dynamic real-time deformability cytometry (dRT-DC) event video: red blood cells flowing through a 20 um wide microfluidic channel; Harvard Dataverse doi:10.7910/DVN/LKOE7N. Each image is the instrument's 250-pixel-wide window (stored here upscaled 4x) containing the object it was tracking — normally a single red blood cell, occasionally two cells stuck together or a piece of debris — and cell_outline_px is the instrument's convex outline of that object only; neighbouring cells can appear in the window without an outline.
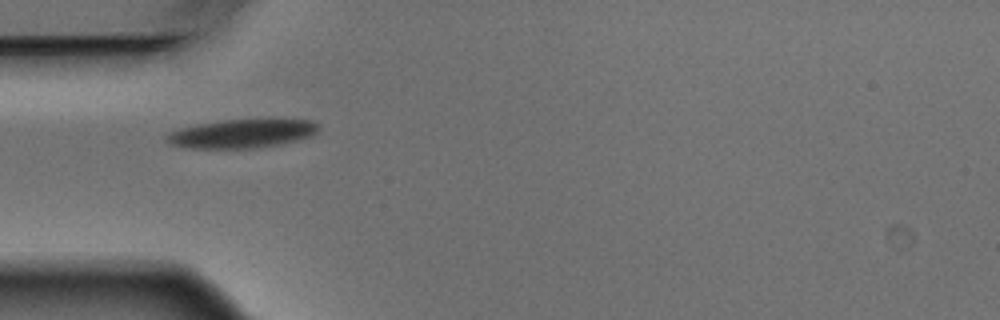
{"species": "Egyptian fruit bat (a non-hibernating species)", "species_latin": "Rousettus aegyptiacus", "temperature_condition": "warm", "stored_images_in_passage": 10, "camera_frame_rate_fps": 3000, "um_per_image_px": 0.085, "animal": {"sex": "male"}, "frame": {"image": 1, "passage_image": 5, "time_ms": 1.333, "image_size_px": [1000, 320], "cell_outline_px": [[320, 128], [312, 136], [296, 140], [276, 144], [252, 148], [192, 148], [172, 144], [168, 140], [168, 132], [180, 128], [196, 124], [220, 120], [268, 116], [312, 120]], "centroid_in_image_um": [20.66, 11.28], "position_along_channel_um": 64.3, "area_um2": 26.18}}
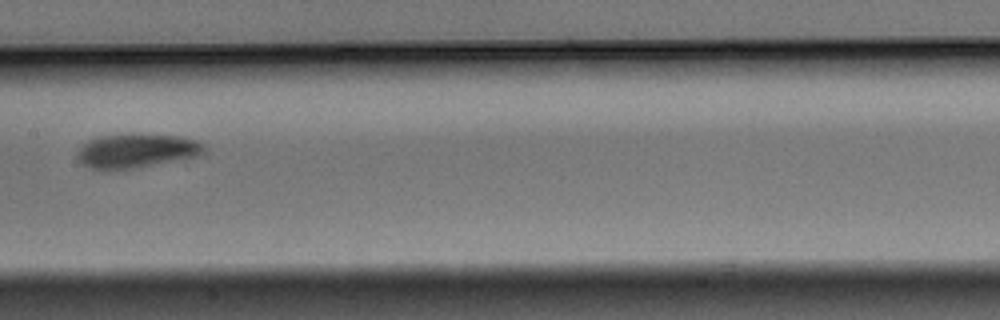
{"frame": {"image": 2, "passage_image": 8, "time_ms": 2.333, "image_size_px": [1000, 320], "cell_outline_px": [[208, 148], [200, 156], [140, 168], [92, 168], [84, 164], [76, 156], [76, 152], [88, 140], [100, 136], [132, 132], [184, 136], [196, 140], [204, 144]], "centroid_in_image_um": [11.7, 12.77], "position_along_channel_um": 195.7, "area_um2": 25.78}}
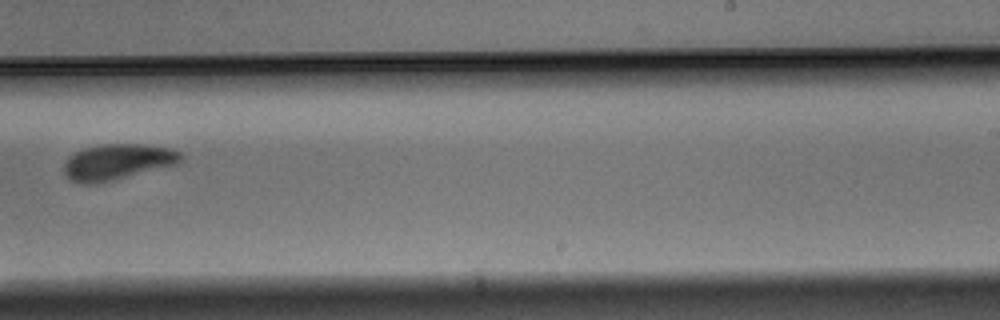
{"frame": {"image": 3, "passage_image": 10, "time_ms": 3.0, "image_size_px": [1000, 320], "cell_outline_px": [[184, 156], [176, 164], [96, 184], [80, 184], [72, 180], [64, 172], [64, 164], [68, 156], [84, 148], [100, 144], [144, 144], [168, 148], [180, 152]], "centroid_in_image_um": [9.95, 13.75], "position_along_channel_um": 279.0, "area_um2": 24.16}}